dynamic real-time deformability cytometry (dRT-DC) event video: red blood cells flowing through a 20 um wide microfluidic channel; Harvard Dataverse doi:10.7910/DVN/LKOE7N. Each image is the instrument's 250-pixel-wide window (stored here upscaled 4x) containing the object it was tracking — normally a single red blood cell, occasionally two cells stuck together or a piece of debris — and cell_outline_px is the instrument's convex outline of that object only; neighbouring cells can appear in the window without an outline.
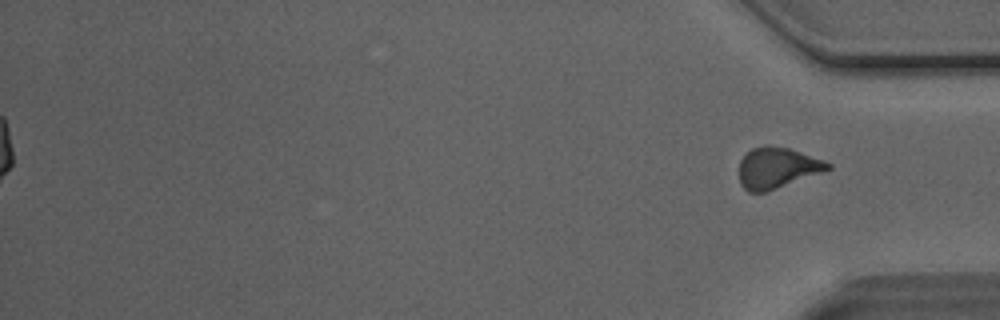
{"species": "Egyptian fruit bat (a non-hibernating species)", "species_latin": "Rousettus aegyptiacus", "temperature_condition": "room temperature", "stored_images_in_passage": 25, "segment_of_instrument_passage": [2, 2], "camera_frame_rate_fps": 3000, "um_per_image_px": 0.085, "animal": {"sex": "male"}, "frame": {"image": 1, "passage_image": 25, "time_ms": 8.0, "image_size_px": [1000, 320], "cell_outline_px": [[832, 168], [764, 192], [748, 192], [740, 184], [740, 160], [752, 148], [764, 144], [768, 144], [788, 148], [824, 160], [832, 164]], "centroid_in_image_um": [66.03, 14.24], "position_along_channel_um": 369.2, "area_um2": 20.81}}